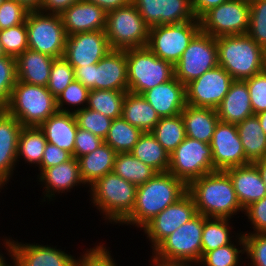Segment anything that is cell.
Masks as SVG:
<instances>
[{"instance_id": "cell-31", "label": "cell", "mask_w": 266, "mask_h": 266, "mask_svg": "<svg viewBox=\"0 0 266 266\" xmlns=\"http://www.w3.org/2000/svg\"><path fill=\"white\" fill-rule=\"evenodd\" d=\"M121 117L144 132H151L160 120L156 110L141 95L127 91Z\"/></svg>"}, {"instance_id": "cell-57", "label": "cell", "mask_w": 266, "mask_h": 266, "mask_svg": "<svg viewBox=\"0 0 266 266\" xmlns=\"http://www.w3.org/2000/svg\"><path fill=\"white\" fill-rule=\"evenodd\" d=\"M96 4L100 8H102L106 13L116 10L120 7H124L131 3V0H87Z\"/></svg>"}, {"instance_id": "cell-30", "label": "cell", "mask_w": 266, "mask_h": 266, "mask_svg": "<svg viewBox=\"0 0 266 266\" xmlns=\"http://www.w3.org/2000/svg\"><path fill=\"white\" fill-rule=\"evenodd\" d=\"M117 153L105 142L93 152L78 158L80 176L87 187L113 171Z\"/></svg>"}, {"instance_id": "cell-56", "label": "cell", "mask_w": 266, "mask_h": 266, "mask_svg": "<svg viewBox=\"0 0 266 266\" xmlns=\"http://www.w3.org/2000/svg\"><path fill=\"white\" fill-rule=\"evenodd\" d=\"M226 1L228 0H191V4L196 18L199 19L206 11Z\"/></svg>"}, {"instance_id": "cell-46", "label": "cell", "mask_w": 266, "mask_h": 266, "mask_svg": "<svg viewBox=\"0 0 266 266\" xmlns=\"http://www.w3.org/2000/svg\"><path fill=\"white\" fill-rule=\"evenodd\" d=\"M16 58H0V109H4L11 98L13 87L17 82Z\"/></svg>"}, {"instance_id": "cell-4", "label": "cell", "mask_w": 266, "mask_h": 266, "mask_svg": "<svg viewBox=\"0 0 266 266\" xmlns=\"http://www.w3.org/2000/svg\"><path fill=\"white\" fill-rule=\"evenodd\" d=\"M218 65L234 80H245L265 70L264 49L248 34L216 37Z\"/></svg>"}, {"instance_id": "cell-10", "label": "cell", "mask_w": 266, "mask_h": 266, "mask_svg": "<svg viewBox=\"0 0 266 266\" xmlns=\"http://www.w3.org/2000/svg\"><path fill=\"white\" fill-rule=\"evenodd\" d=\"M200 31L199 21L157 25L149 28L146 47L160 59L175 65Z\"/></svg>"}, {"instance_id": "cell-55", "label": "cell", "mask_w": 266, "mask_h": 266, "mask_svg": "<svg viewBox=\"0 0 266 266\" xmlns=\"http://www.w3.org/2000/svg\"><path fill=\"white\" fill-rule=\"evenodd\" d=\"M80 0H42L40 11L61 15L71 5Z\"/></svg>"}, {"instance_id": "cell-53", "label": "cell", "mask_w": 266, "mask_h": 266, "mask_svg": "<svg viewBox=\"0 0 266 266\" xmlns=\"http://www.w3.org/2000/svg\"><path fill=\"white\" fill-rule=\"evenodd\" d=\"M72 157V154L68 151L60 149L56 145L47 142L43 152V159L38 166V174H40L45 168L57 166L58 164L70 160Z\"/></svg>"}, {"instance_id": "cell-21", "label": "cell", "mask_w": 266, "mask_h": 266, "mask_svg": "<svg viewBox=\"0 0 266 266\" xmlns=\"http://www.w3.org/2000/svg\"><path fill=\"white\" fill-rule=\"evenodd\" d=\"M22 128L14 116L0 109V185L3 188L11 182L16 171L18 138Z\"/></svg>"}, {"instance_id": "cell-14", "label": "cell", "mask_w": 266, "mask_h": 266, "mask_svg": "<svg viewBox=\"0 0 266 266\" xmlns=\"http://www.w3.org/2000/svg\"><path fill=\"white\" fill-rule=\"evenodd\" d=\"M233 81L231 75L217 65L186 85V103L216 109Z\"/></svg>"}, {"instance_id": "cell-16", "label": "cell", "mask_w": 266, "mask_h": 266, "mask_svg": "<svg viewBox=\"0 0 266 266\" xmlns=\"http://www.w3.org/2000/svg\"><path fill=\"white\" fill-rule=\"evenodd\" d=\"M131 3L137 8L149 28L185 21H199L193 12L191 0H131Z\"/></svg>"}, {"instance_id": "cell-43", "label": "cell", "mask_w": 266, "mask_h": 266, "mask_svg": "<svg viewBox=\"0 0 266 266\" xmlns=\"http://www.w3.org/2000/svg\"><path fill=\"white\" fill-rule=\"evenodd\" d=\"M74 115L79 128L90 131L103 140L106 138L113 121V119L87 107L75 112Z\"/></svg>"}, {"instance_id": "cell-25", "label": "cell", "mask_w": 266, "mask_h": 266, "mask_svg": "<svg viewBox=\"0 0 266 266\" xmlns=\"http://www.w3.org/2000/svg\"><path fill=\"white\" fill-rule=\"evenodd\" d=\"M230 177L243 209L266 196V187L254 163L224 170Z\"/></svg>"}, {"instance_id": "cell-44", "label": "cell", "mask_w": 266, "mask_h": 266, "mask_svg": "<svg viewBox=\"0 0 266 266\" xmlns=\"http://www.w3.org/2000/svg\"><path fill=\"white\" fill-rule=\"evenodd\" d=\"M0 42L7 56L17 58L28 49L26 23L0 30Z\"/></svg>"}, {"instance_id": "cell-19", "label": "cell", "mask_w": 266, "mask_h": 266, "mask_svg": "<svg viewBox=\"0 0 266 266\" xmlns=\"http://www.w3.org/2000/svg\"><path fill=\"white\" fill-rule=\"evenodd\" d=\"M37 184H41V188L44 190L43 199L40 198V202L53 201L58 197L62 196V193L71 192L72 189L75 190V187L83 186L86 187L80 176L79 162L78 159L72 157L70 160L53 166L50 168H45L40 174L36 175ZM61 193V194H60ZM46 199V200H45Z\"/></svg>"}, {"instance_id": "cell-9", "label": "cell", "mask_w": 266, "mask_h": 266, "mask_svg": "<svg viewBox=\"0 0 266 266\" xmlns=\"http://www.w3.org/2000/svg\"><path fill=\"white\" fill-rule=\"evenodd\" d=\"M206 216L197 214L163 239L152 253L160 259L198 264L202 258V231Z\"/></svg>"}, {"instance_id": "cell-2", "label": "cell", "mask_w": 266, "mask_h": 266, "mask_svg": "<svg viewBox=\"0 0 266 266\" xmlns=\"http://www.w3.org/2000/svg\"><path fill=\"white\" fill-rule=\"evenodd\" d=\"M187 192V185L169 172L157 173L137 186L136 202L131 214L120 224L141 229L156 215Z\"/></svg>"}, {"instance_id": "cell-1", "label": "cell", "mask_w": 266, "mask_h": 266, "mask_svg": "<svg viewBox=\"0 0 266 266\" xmlns=\"http://www.w3.org/2000/svg\"><path fill=\"white\" fill-rule=\"evenodd\" d=\"M187 192L193 198L197 213L208 218L232 219L244 213L231 179L223 170L193 180L187 185Z\"/></svg>"}, {"instance_id": "cell-27", "label": "cell", "mask_w": 266, "mask_h": 266, "mask_svg": "<svg viewBox=\"0 0 266 266\" xmlns=\"http://www.w3.org/2000/svg\"><path fill=\"white\" fill-rule=\"evenodd\" d=\"M39 128L48 143L74 154L75 137L78 130L74 113L59 112L51 115Z\"/></svg>"}, {"instance_id": "cell-64", "label": "cell", "mask_w": 266, "mask_h": 266, "mask_svg": "<svg viewBox=\"0 0 266 266\" xmlns=\"http://www.w3.org/2000/svg\"><path fill=\"white\" fill-rule=\"evenodd\" d=\"M6 266H20L14 259L11 260Z\"/></svg>"}, {"instance_id": "cell-5", "label": "cell", "mask_w": 266, "mask_h": 266, "mask_svg": "<svg viewBox=\"0 0 266 266\" xmlns=\"http://www.w3.org/2000/svg\"><path fill=\"white\" fill-rule=\"evenodd\" d=\"M4 109L23 127H39L58 111L56 98L47 87L18 80L13 87L9 103Z\"/></svg>"}, {"instance_id": "cell-54", "label": "cell", "mask_w": 266, "mask_h": 266, "mask_svg": "<svg viewBox=\"0 0 266 266\" xmlns=\"http://www.w3.org/2000/svg\"><path fill=\"white\" fill-rule=\"evenodd\" d=\"M74 68V79L78 80L89 90H95V64Z\"/></svg>"}, {"instance_id": "cell-42", "label": "cell", "mask_w": 266, "mask_h": 266, "mask_svg": "<svg viewBox=\"0 0 266 266\" xmlns=\"http://www.w3.org/2000/svg\"><path fill=\"white\" fill-rule=\"evenodd\" d=\"M73 80V66L64 57L54 58L47 83L51 94L57 98Z\"/></svg>"}, {"instance_id": "cell-6", "label": "cell", "mask_w": 266, "mask_h": 266, "mask_svg": "<svg viewBox=\"0 0 266 266\" xmlns=\"http://www.w3.org/2000/svg\"><path fill=\"white\" fill-rule=\"evenodd\" d=\"M128 91L136 94L175 77L174 65L160 59L146 46L126 49Z\"/></svg>"}, {"instance_id": "cell-45", "label": "cell", "mask_w": 266, "mask_h": 266, "mask_svg": "<svg viewBox=\"0 0 266 266\" xmlns=\"http://www.w3.org/2000/svg\"><path fill=\"white\" fill-rule=\"evenodd\" d=\"M250 4L247 34L263 49L266 48V0H254Z\"/></svg>"}, {"instance_id": "cell-23", "label": "cell", "mask_w": 266, "mask_h": 266, "mask_svg": "<svg viewBox=\"0 0 266 266\" xmlns=\"http://www.w3.org/2000/svg\"><path fill=\"white\" fill-rule=\"evenodd\" d=\"M161 117L181 114L186 106V86L176 77L141 94Z\"/></svg>"}, {"instance_id": "cell-13", "label": "cell", "mask_w": 266, "mask_h": 266, "mask_svg": "<svg viewBox=\"0 0 266 266\" xmlns=\"http://www.w3.org/2000/svg\"><path fill=\"white\" fill-rule=\"evenodd\" d=\"M217 65L216 38L200 31L174 65L175 77L186 86Z\"/></svg>"}, {"instance_id": "cell-39", "label": "cell", "mask_w": 266, "mask_h": 266, "mask_svg": "<svg viewBox=\"0 0 266 266\" xmlns=\"http://www.w3.org/2000/svg\"><path fill=\"white\" fill-rule=\"evenodd\" d=\"M151 133L163 148L171 154L186 137L181 114L172 117H161Z\"/></svg>"}, {"instance_id": "cell-59", "label": "cell", "mask_w": 266, "mask_h": 266, "mask_svg": "<svg viewBox=\"0 0 266 266\" xmlns=\"http://www.w3.org/2000/svg\"><path fill=\"white\" fill-rule=\"evenodd\" d=\"M151 259V260H150ZM150 266H197L198 264L185 261H169L158 258L152 253L150 256Z\"/></svg>"}, {"instance_id": "cell-12", "label": "cell", "mask_w": 266, "mask_h": 266, "mask_svg": "<svg viewBox=\"0 0 266 266\" xmlns=\"http://www.w3.org/2000/svg\"><path fill=\"white\" fill-rule=\"evenodd\" d=\"M250 4L242 0H228L206 11L200 18L203 33L213 37L247 34Z\"/></svg>"}, {"instance_id": "cell-41", "label": "cell", "mask_w": 266, "mask_h": 266, "mask_svg": "<svg viewBox=\"0 0 266 266\" xmlns=\"http://www.w3.org/2000/svg\"><path fill=\"white\" fill-rule=\"evenodd\" d=\"M89 91L82 83L74 79L56 98L57 110L59 112L75 113L84 109L88 103Z\"/></svg>"}, {"instance_id": "cell-26", "label": "cell", "mask_w": 266, "mask_h": 266, "mask_svg": "<svg viewBox=\"0 0 266 266\" xmlns=\"http://www.w3.org/2000/svg\"><path fill=\"white\" fill-rule=\"evenodd\" d=\"M221 122L238 124L254 116L249 90L245 80H234L228 93L216 108Z\"/></svg>"}, {"instance_id": "cell-58", "label": "cell", "mask_w": 266, "mask_h": 266, "mask_svg": "<svg viewBox=\"0 0 266 266\" xmlns=\"http://www.w3.org/2000/svg\"><path fill=\"white\" fill-rule=\"evenodd\" d=\"M2 239H0V244H2L1 246H4L3 249L5 248V255H8L7 257H10L9 259L4 256L3 252L1 251L2 249H0V266H6L12 259H13V246L11 243V239L10 236L9 237H0ZM2 252V253H1ZM7 258V259H6ZM9 260V261H8Z\"/></svg>"}, {"instance_id": "cell-61", "label": "cell", "mask_w": 266, "mask_h": 266, "mask_svg": "<svg viewBox=\"0 0 266 266\" xmlns=\"http://www.w3.org/2000/svg\"><path fill=\"white\" fill-rule=\"evenodd\" d=\"M256 165L257 169L260 172V175L262 177L263 183L266 187V157L260 160H257L254 162Z\"/></svg>"}, {"instance_id": "cell-15", "label": "cell", "mask_w": 266, "mask_h": 266, "mask_svg": "<svg viewBox=\"0 0 266 266\" xmlns=\"http://www.w3.org/2000/svg\"><path fill=\"white\" fill-rule=\"evenodd\" d=\"M193 198L186 192L179 200L168 206L147 223L141 231L146 234L153 250L163 239L197 215Z\"/></svg>"}, {"instance_id": "cell-47", "label": "cell", "mask_w": 266, "mask_h": 266, "mask_svg": "<svg viewBox=\"0 0 266 266\" xmlns=\"http://www.w3.org/2000/svg\"><path fill=\"white\" fill-rule=\"evenodd\" d=\"M245 266H266V233L243 234Z\"/></svg>"}, {"instance_id": "cell-51", "label": "cell", "mask_w": 266, "mask_h": 266, "mask_svg": "<svg viewBox=\"0 0 266 266\" xmlns=\"http://www.w3.org/2000/svg\"><path fill=\"white\" fill-rule=\"evenodd\" d=\"M250 222L253 231H245L243 234L266 233V196L255 201L244 209L243 213Z\"/></svg>"}, {"instance_id": "cell-48", "label": "cell", "mask_w": 266, "mask_h": 266, "mask_svg": "<svg viewBox=\"0 0 266 266\" xmlns=\"http://www.w3.org/2000/svg\"><path fill=\"white\" fill-rule=\"evenodd\" d=\"M105 245L99 242L97 245L94 244L93 248L84 249L85 251L77 256L75 266H118L110 247Z\"/></svg>"}, {"instance_id": "cell-63", "label": "cell", "mask_w": 266, "mask_h": 266, "mask_svg": "<svg viewBox=\"0 0 266 266\" xmlns=\"http://www.w3.org/2000/svg\"><path fill=\"white\" fill-rule=\"evenodd\" d=\"M5 56H7V55H6L5 51H4L3 45L0 42V58L1 57H5Z\"/></svg>"}, {"instance_id": "cell-66", "label": "cell", "mask_w": 266, "mask_h": 266, "mask_svg": "<svg viewBox=\"0 0 266 266\" xmlns=\"http://www.w3.org/2000/svg\"><path fill=\"white\" fill-rule=\"evenodd\" d=\"M242 1H246V2L250 3V2H252L254 0H242Z\"/></svg>"}, {"instance_id": "cell-8", "label": "cell", "mask_w": 266, "mask_h": 266, "mask_svg": "<svg viewBox=\"0 0 266 266\" xmlns=\"http://www.w3.org/2000/svg\"><path fill=\"white\" fill-rule=\"evenodd\" d=\"M28 48L52 58L64 56L67 33L61 15L29 11L26 17Z\"/></svg>"}, {"instance_id": "cell-29", "label": "cell", "mask_w": 266, "mask_h": 266, "mask_svg": "<svg viewBox=\"0 0 266 266\" xmlns=\"http://www.w3.org/2000/svg\"><path fill=\"white\" fill-rule=\"evenodd\" d=\"M186 136L210 144L216 125L220 121L216 109L186 104L181 112Z\"/></svg>"}, {"instance_id": "cell-35", "label": "cell", "mask_w": 266, "mask_h": 266, "mask_svg": "<svg viewBox=\"0 0 266 266\" xmlns=\"http://www.w3.org/2000/svg\"><path fill=\"white\" fill-rule=\"evenodd\" d=\"M233 220L226 218H206L202 231V256L219 247L230 244L239 231H232ZM232 224V225H231ZM233 232V233H232ZM237 233V234H236ZM234 234V235H232Z\"/></svg>"}, {"instance_id": "cell-62", "label": "cell", "mask_w": 266, "mask_h": 266, "mask_svg": "<svg viewBox=\"0 0 266 266\" xmlns=\"http://www.w3.org/2000/svg\"><path fill=\"white\" fill-rule=\"evenodd\" d=\"M255 116L258 118L262 130L266 134V111L256 114Z\"/></svg>"}, {"instance_id": "cell-33", "label": "cell", "mask_w": 266, "mask_h": 266, "mask_svg": "<svg viewBox=\"0 0 266 266\" xmlns=\"http://www.w3.org/2000/svg\"><path fill=\"white\" fill-rule=\"evenodd\" d=\"M130 153L158 173L168 172L170 154L156 140L151 132H144Z\"/></svg>"}, {"instance_id": "cell-24", "label": "cell", "mask_w": 266, "mask_h": 266, "mask_svg": "<svg viewBox=\"0 0 266 266\" xmlns=\"http://www.w3.org/2000/svg\"><path fill=\"white\" fill-rule=\"evenodd\" d=\"M95 89L128 91L126 50H111L95 64Z\"/></svg>"}, {"instance_id": "cell-32", "label": "cell", "mask_w": 266, "mask_h": 266, "mask_svg": "<svg viewBox=\"0 0 266 266\" xmlns=\"http://www.w3.org/2000/svg\"><path fill=\"white\" fill-rule=\"evenodd\" d=\"M246 159L250 163L266 157V134L254 115L236 124Z\"/></svg>"}, {"instance_id": "cell-7", "label": "cell", "mask_w": 266, "mask_h": 266, "mask_svg": "<svg viewBox=\"0 0 266 266\" xmlns=\"http://www.w3.org/2000/svg\"><path fill=\"white\" fill-rule=\"evenodd\" d=\"M105 33L112 50L145 47L149 27L132 4L107 13Z\"/></svg>"}, {"instance_id": "cell-67", "label": "cell", "mask_w": 266, "mask_h": 266, "mask_svg": "<svg viewBox=\"0 0 266 266\" xmlns=\"http://www.w3.org/2000/svg\"><path fill=\"white\" fill-rule=\"evenodd\" d=\"M5 0H0V6L2 5V3L4 2Z\"/></svg>"}, {"instance_id": "cell-3", "label": "cell", "mask_w": 266, "mask_h": 266, "mask_svg": "<svg viewBox=\"0 0 266 266\" xmlns=\"http://www.w3.org/2000/svg\"><path fill=\"white\" fill-rule=\"evenodd\" d=\"M137 186L113 172L92 184L88 199L92 207L99 210L107 225H119L131 214L136 202ZM109 222V223H108Z\"/></svg>"}, {"instance_id": "cell-36", "label": "cell", "mask_w": 266, "mask_h": 266, "mask_svg": "<svg viewBox=\"0 0 266 266\" xmlns=\"http://www.w3.org/2000/svg\"><path fill=\"white\" fill-rule=\"evenodd\" d=\"M112 172L136 186L144 184L158 173L130 152L117 153Z\"/></svg>"}, {"instance_id": "cell-50", "label": "cell", "mask_w": 266, "mask_h": 266, "mask_svg": "<svg viewBox=\"0 0 266 266\" xmlns=\"http://www.w3.org/2000/svg\"><path fill=\"white\" fill-rule=\"evenodd\" d=\"M28 13L29 10L22 4L14 0H5L0 6V30L24 23Z\"/></svg>"}, {"instance_id": "cell-52", "label": "cell", "mask_w": 266, "mask_h": 266, "mask_svg": "<svg viewBox=\"0 0 266 266\" xmlns=\"http://www.w3.org/2000/svg\"><path fill=\"white\" fill-rule=\"evenodd\" d=\"M102 143H104V140L101 137L78 127L74 143V154L72 156L78 159L83 155L93 152Z\"/></svg>"}, {"instance_id": "cell-34", "label": "cell", "mask_w": 266, "mask_h": 266, "mask_svg": "<svg viewBox=\"0 0 266 266\" xmlns=\"http://www.w3.org/2000/svg\"><path fill=\"white\" fill-rule=\"evenodd\" d=\"M47 140L39 127H23L18 138L17 166L25 161L36 168L41 164Z\"/></svg>"}, {"instance_id": "cell-49", "label": "cell", "mask_w": 266, "mask_h": 266, "mask_svg": "<svg viewBox=\"0 0 266 266\" xmlns=\"http://www.w3.org/2000/svg\"><path fill=\"white\" fill-rule=\"evenodd\" d=\"M254 115L266 111V70L245 79Z\"/></svg>"}, {"instance_id": "cell-18", "label": "cell", "mask_w": 266, "mask_h": 266, "mask_svg": "<svg viewBox=\"0 0 266 266\" xmlns=\"http://www.w3.org/2000/svg\"><path fill=\"white\" fill-rule=\"evenodd\" d=\"M215 170H226L243 166L250 162L246 159L236 124L219 121L210 143Z\"/></svg>"}, {"instance_id": "cell-20", "label": "cell", "mask_w": 266, "mask_h": 266, "mask_svg": "<svg viewBox=\"0 0 266 266\" xmlns=\"http://www.w3.org/2000/svg\"><path fill=\"white\" fill-rule=\"evenodd\" d=\"M13 259L20 266H75L76 256L56 246L19 242L11 238ZM58 248V249H57Z\"/></svg>"}, {"instance_id": "cell-37", "label": "cell", "mask_w": 266, "mask_h": 266, "mask_svg": "<svg viewBox=\"0 0 266 266\" xmlns=\"http://www.w3.org/2000/svg\"><path fill=\"white\" fill-rule=\"evenodd\" d=\"M235 240V241H234ZM230 244L206 252L198 266H245L241 255L245 254L243 231Z\"/></svg>"}, {"instance_id": "cell-22", "label": "cell", "mask_w": 266, "mask_h": 266, "mask_svg": "<svg viewBox=\"0 0 266 266\" xmlns=\"http://www.w3.org/2000/svg\"><path fill=\"white\" fill-rule=\"evenodd\" d=\"M61 18L68 36L106 29L107 13L87 0L71 5L61 14Z\"/></svg>"}, {"instance_id": "cell-38", "label": "cell", "mask_w": 266, "mask_h": 266, "mask_svg": "<svg viewBox=\"0 0 266 266\" xmlns=\"http://www.w3.org/2000/svg\"><path fill=\"white\" fill-rule=\"evenodd\" d=\"M143 132L122 117L113 119L104 142L116 153L130 152Z\"/></svg>"}, {"instance_id": "cell-28", "label": "cell", "mask_w": 266, "mask_h": 266, "mask_svg": "<svg viewBox=\"0 0 266 266\" xmlns=\"http://www.w3.org/2000/svg\"><path fill=\"white\" fill-rule=\"evenodd\" d=\"M54 58L26 49L16 58L18 81L47 87Z\"/></svg>"}, {"instance_id": "cell-60", "label": "cell", "mask_w": 266, "mask_h": 266, "mask_svg": "<svg viewBox=\"0 0 266 266\" xmlns=\"http://www.w3.org/2000/svg\"><path fill=\"white\" fill-rule=\"evenodd\" d=\"M22 4L29 11L40 10L42 0H14Z\"/></svg>"}, {"instance_id": "cell-65", "label": "cell", "mask_w": 266, "mask_h": 266, "mask_svg": "<svg viewBox=\"0 0 266 266\" xmlns=\"http://www.w3.org/2000/svg\"><path fill=\"white\" fill-rule=\"evenodd\" d=\"M264 67L266 70V48L264 49Z\"/></svg>"}, {"instance_id": "cell-11", "label": "cell", "mask_w": 266, "mask_h": 266, "mask_svg": "<svg viewBox=\"0 0 266 266\" xmlns=\"http://www.w3.org/2000/svg\"><path fill=\"white\" fill-rule=\"evenodd\" d=\"M216 171L210 144L185 137L170 154L168 172L186 185L201 176Z\"/></svg>"}, {"instance_id": "cell-17", "label": "cell", "mask_w": 266, "mask_h": 266, "mask_svg": "<svg viewBox=\"0 0 266 266\" xmlns=\"http://www.w3.org/2000/svg\"><path fill=\"white\" fill-rule=\"evenodd\" d=\"M111 50L105 30L88 31L67 37L63 57L73 67H81L97 64Z\"/></svg>"}, {"instance_id": "cell-40", "label": "cell", "mask_w": 266, "mask_h": 266, "mask_svg": "<svg viewBox=\"0 0 266 266\" xmlns=\"http://www.w3.org/2000/svg\"><path fill=\"white\" fill-rule=\"evenodd\" d=\"M126 92L101 89L90 90L86 107L111 119L120 118Z\"/></svg>"}]
</instances>
